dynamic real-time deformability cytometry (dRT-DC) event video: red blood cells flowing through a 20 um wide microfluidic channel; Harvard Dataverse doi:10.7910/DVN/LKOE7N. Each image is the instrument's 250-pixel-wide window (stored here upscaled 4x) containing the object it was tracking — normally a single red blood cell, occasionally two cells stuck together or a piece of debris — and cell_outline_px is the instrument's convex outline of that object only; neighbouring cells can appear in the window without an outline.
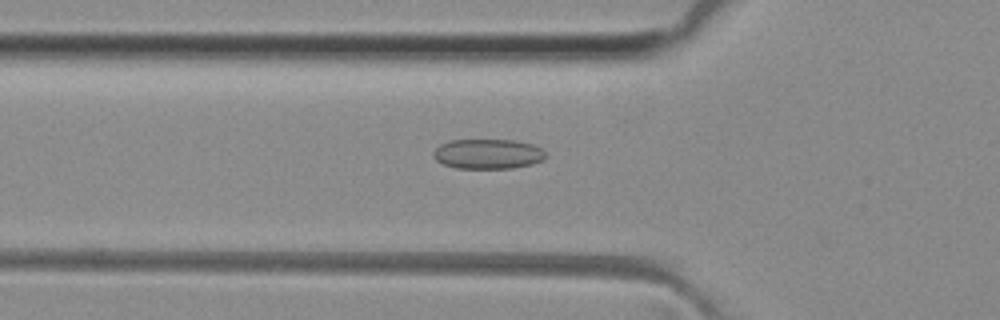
{"species": "common noctule bat (a hibernating species)", "species_latin": "Nyctalus noctula", "temperature_condition": "room temperature", "stored_images_in_passage": 45, "camera_frame_rate_fps": 3000, "um_per_image_px": 0.085, "animal": {"sex": "female", "body_mass_g": 29.2, "forearm_length_mm": 56.3}, "frame": {"image": 1, "passage_image": 12, "time_ms": 3.667, "image_size_px": [1000, 320], "cell_outline_px": [[548, 156], [544, 160], [532, 164], [512, 168], [456, 168], [444, 164], [436, 160], [432, 156], [432, 152], [440, 144], [448, 140], [516, 140], [532, 144], [540, 148]], "centroid_in_image_um": [41.47, 13.08], "position_along_channel_um": 84.3, "area_um2": 19.71}}
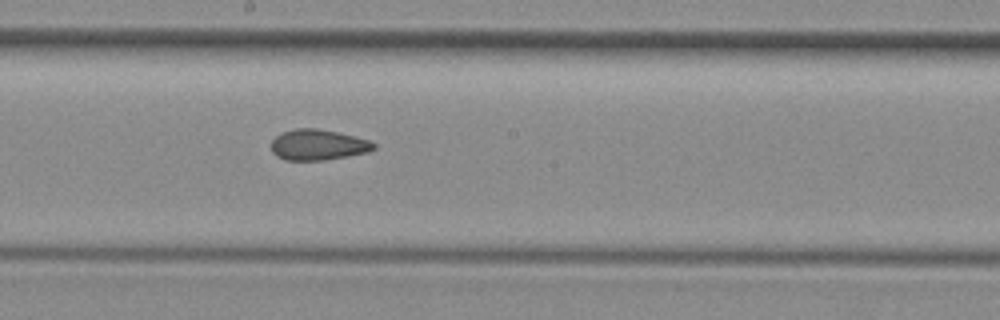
{"frame": {"image": 2, "passage_image": 22, "time_ms": 7.0, "image_size_px": [1000, 320], "cell_outline_px": [[376, 148], [368, 152], [348, 156], [324, 160], [284, 160], [276, 156], [272, 152], [272, 140], [280, 132], [296, 128], [316, 128], [336, 132], [368, 140], [376, 144]], "centroid_in_image_um": [27.0, 12.31], "position_along_channel_um": 221.2, "area_um2": 18.32}}
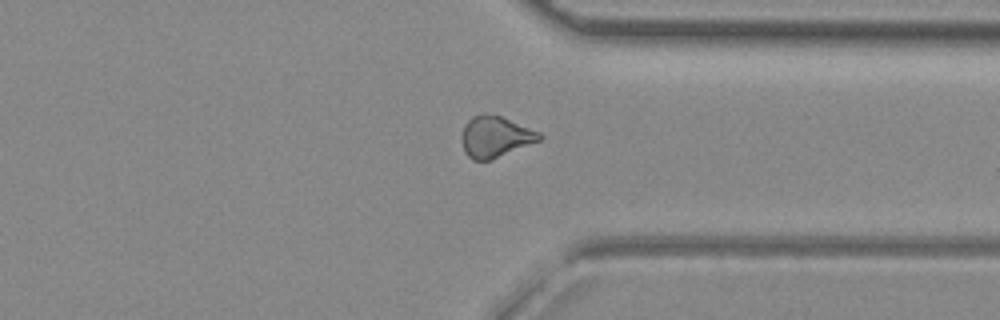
{"frame": {"image": 3, "passage_image": 33, "time_ms": 10.667, "image_size_px": [1000, 320], "cell_outline_px": [[544, 136], [540, 140], [492, 160], [472, 160], [464, 152], [460, 140], [460, 136], [464, 124], [472, 116], [484, 112], [500, 116], [540, 132]], "centroid_in_image_um": [42.05, 11.62], "position_along_channel_um": 369.3, "area_um2": 18.9}, "authors_computed_cell_mechanics": {"area_um2": 18.6694, "velocity_mm_per_s": 4.0834, "shape_relaxation_time_tau1_ms": null, "shape_relaxation_time_tau2_ms": 2.3359, "deformation_change_tau1": null, "deformation_change_tau2": 0.0957}}